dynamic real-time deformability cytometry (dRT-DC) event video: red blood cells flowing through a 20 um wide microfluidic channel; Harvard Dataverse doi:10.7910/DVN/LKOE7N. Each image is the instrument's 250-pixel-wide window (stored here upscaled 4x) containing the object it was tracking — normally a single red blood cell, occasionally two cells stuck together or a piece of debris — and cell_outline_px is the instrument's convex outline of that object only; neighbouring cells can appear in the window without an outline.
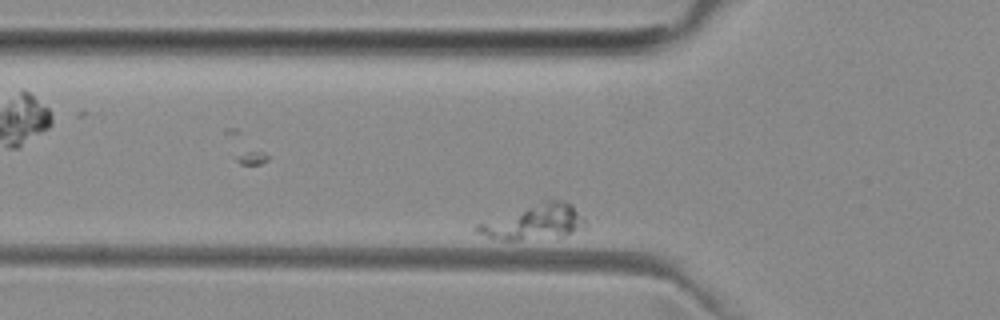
{"species": "common noctule bat (a hibernating species)", "species_latin": "Nyctalus noctula", "temperature_condition": "room temperature", "stored_images_in_passage": 37, "camera_frame_rate_fps": 3000, "um_per_image_px": 0.085, "animal": {"sex": "female", "body_mass_g": 29.2, "forearm_length_mm": 56.3}, "frame": {"image": 1, "passage_image": 6, "time_ms": 1.667, "image_size_px": [1000, 320], "cell_outline_px": [[588, 224], [584, 228], [564, 236], [520, 240], [504, 240], [488, 236], [476, 232], [476, 224], [544, 200], [560, 200], [572, 204]], "centroid_in_image_um": [45.46, 18.88], "position_along_channel_um": 80.3, "area_um2": 21.73}}
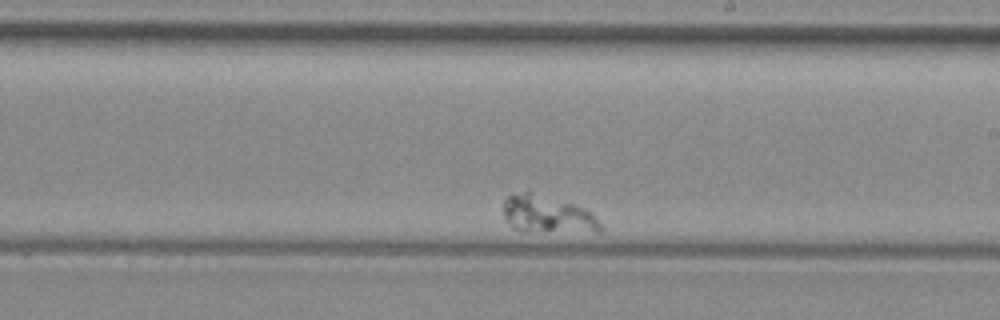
{"frame": {"image": 2, "passage_image": 23, "time_ms": 7.333, "image_size_px": [1000, 320], "cell_outline_px": [[604, 232], [520, 232], [512, 228], [504, 220], [504, 200], [508, 196], [528, 188], [584, 208], [592, 212], [604, 228]], "centroid_in_image_um": [46.52, 18.22], "position_along_channel_um": 242.5, "area_um2": 22.25}}
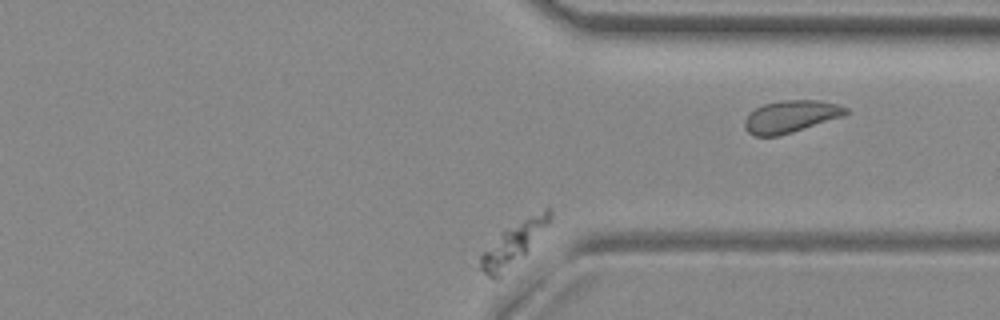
{"frame": {"image": 3, "passage_image": 36, "time_ms": 11.667, "image_size_px": [1000, 320], "cell_outline_px": [[552, 216], [548, 224], [528, 252], [500, 280], [492, 280], [480, 268], [480, 256], [500, 232], [504, 228], [544, 208], [552, 208]], "centroid_in_image_um": [43.65, 20.75], "position_along_channel_um": 367.8, "area_um2": 17.57}}